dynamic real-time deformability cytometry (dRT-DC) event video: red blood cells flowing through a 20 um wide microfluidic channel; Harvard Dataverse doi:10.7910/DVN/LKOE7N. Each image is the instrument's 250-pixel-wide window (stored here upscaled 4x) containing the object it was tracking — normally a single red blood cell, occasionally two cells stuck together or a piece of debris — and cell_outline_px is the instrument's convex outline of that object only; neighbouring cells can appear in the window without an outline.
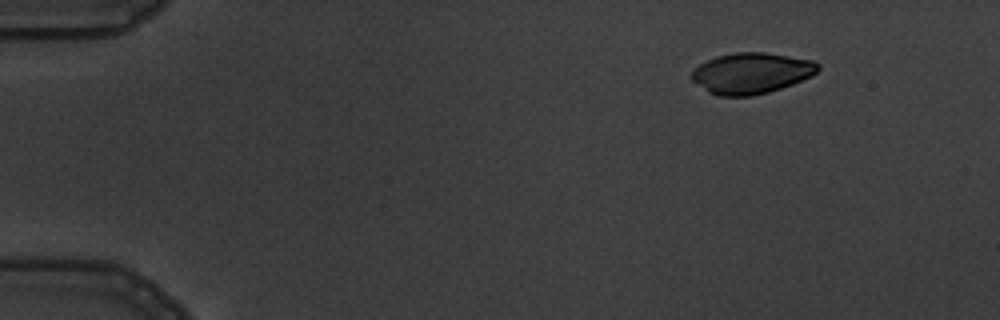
{"species": "common noctule bat (a hibernating species)", "species_latin": "Nyctalus noctula", "temperature_condition": "warm", "stored_images_in_passage": 7, "segment_of_instrument_passage": [2, 2], "camera_frame_rate_fps": 3000, "um_per_image_px": 0.085, "animal": {"sex": "male", "body_mass_g": 19.5, "forearm_length_mm": 54.6}, "frame": {"image": 1, "passage_image": 7, "time_ms": 7.0, "image_size_px": [1000, 320], "cell_outline_px": [[820, 68], [812, 76], [792, 84], [768, 92], [752, 96], [716, 96], [708, 92], [692, 80], [688, 76], [700, 64], [716, 56], [736, 52], [764, 52], [812, 60], [820, 64]], "centroid_in_image_um": [63.85, 6.22], "position_along_channel_um": 21.1, "area_um2": 30.11}}